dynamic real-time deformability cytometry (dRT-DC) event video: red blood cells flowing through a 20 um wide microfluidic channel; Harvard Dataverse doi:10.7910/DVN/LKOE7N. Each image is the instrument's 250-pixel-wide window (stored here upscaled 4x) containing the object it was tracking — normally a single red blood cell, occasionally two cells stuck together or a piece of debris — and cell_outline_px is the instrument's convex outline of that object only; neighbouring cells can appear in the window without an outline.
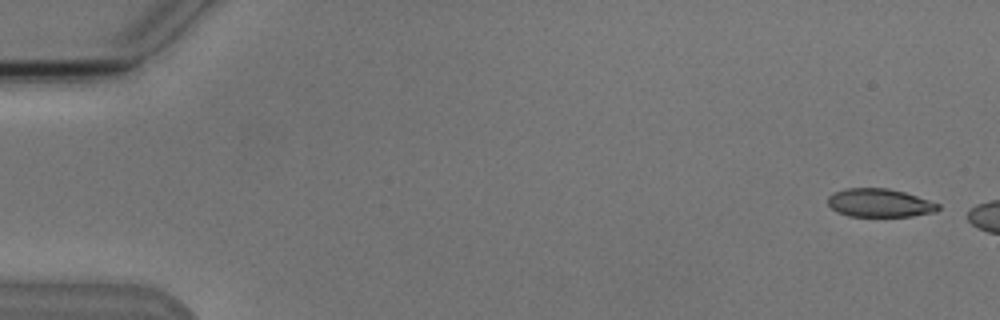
{"species": "Egyptian fruit bat (a non-hibernating species)", "species_latin": "Rousettus aegyptiacus", "temperature_condition": "cold", "stored_images_in_passage": 4, "camera_frame_rate_fps": 3000, "um_per_image_px": 0.085, "animal": {"sex": "male"}, "frame": {"image": 1, "passage_image": 1, "time_ms": 0.0, "image_size_px": [1000, 320], "cell_outline_px": [[940, 208], [936, 212], [912, 216], [848, 216], [836, 212], [828, 204], [828, 196], [844, 188], [888, 188], [904, 192], [940, 204]], "centroid_in_image_um": [74.76, 17.25], "position_along_channel_um": 10.2, "area_um2": 18.21}}